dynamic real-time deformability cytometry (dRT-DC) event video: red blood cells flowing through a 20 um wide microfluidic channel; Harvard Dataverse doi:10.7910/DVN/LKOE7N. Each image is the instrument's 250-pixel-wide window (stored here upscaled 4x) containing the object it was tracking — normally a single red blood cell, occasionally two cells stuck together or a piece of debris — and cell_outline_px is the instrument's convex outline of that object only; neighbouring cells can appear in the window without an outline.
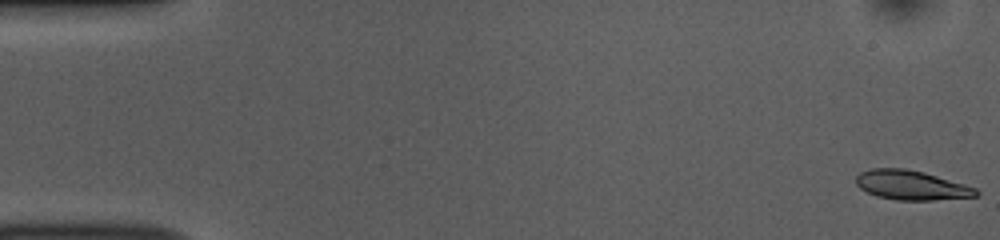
{"species": "common noctule bat (a hibernating species)", "species_latin": "Nyctalus noctula", "temperature_condition": "room temperature", "stored_images_in_passage": 52, "camera_frame_rate_fps": 3000, "um_per_image_px": 0.085, "animal": {"sex": "female", "body_mass_g": 10.0, "forearm_length_mm": 53.1}, "frame": {"image": 1, "passage_image": 1, "time_ms": 0.0, "image_size_px": [1000, 240], "cell_outline_px": [[980, 192], [976, 196], [932, 200], [896, 200], [876, 196], [860, 188], [856, 184], [856, 176], [860, 172], [872, 168], [904, 168], [924, 172], [964, 184], [976, 188]], "centroid_in_image_um": [77.44, 15.73], "position_along_channel_um": 7.6, "area_um2": 20.52}}
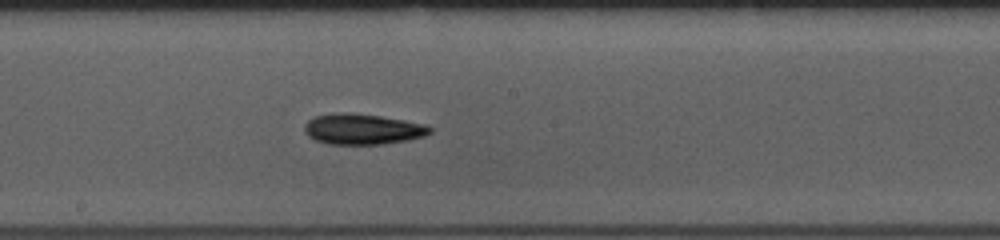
{"frame": {"image": 2, "passage_image": 28, "time_ms": 9.0, "image_size_px": [1000, 240], "cell_outline_px": [[432, 132], [424, 136], [408, 140], [380, 144], [328, 144], [316, 140], [308, 136], [304, 132], [304, 124], [308, 120], [316, 116], [344, 112], [380, 116], [404, 120], [424, 124], [432, 128]], "centroid_in_image_um": [30.81, 10.98], "position_along_channel_um": 217.4, "area_um2": 22.25}}
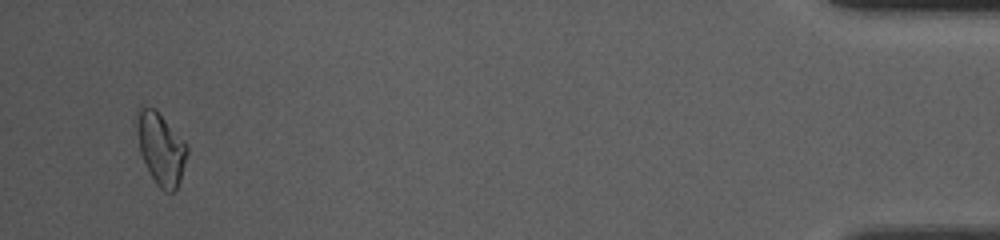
{"frame": {"image": 3, "passage_image": 50, "time_ms": 16.333, "image_size_px": [1000, 240], "cell_outline_px": [[188, 152], [180, 180], [176, 188], [172, 192], [164, 192], [156, 184], [140, 152], [132, 124], [132, 120], [136, 108], [140, 104], [144, 104], [156, 108], [188, 144]], "centroid_in_image_um": [13.6, 12.49], "position_along_channel_um": 421.6, "area_um2": 22.08}, "authors_computed_cell_mechanics": {"area_um2": 20.8658, "velocity_mm_per_s": 3.8545, "shape_relaxation_time_tau1_ms": 3.1434, "shape_relaxation_time_tau2_ms": 8.3509, "deformation_change_tau1": 0.1259, "deformation_change_tau2": 0.1779}}